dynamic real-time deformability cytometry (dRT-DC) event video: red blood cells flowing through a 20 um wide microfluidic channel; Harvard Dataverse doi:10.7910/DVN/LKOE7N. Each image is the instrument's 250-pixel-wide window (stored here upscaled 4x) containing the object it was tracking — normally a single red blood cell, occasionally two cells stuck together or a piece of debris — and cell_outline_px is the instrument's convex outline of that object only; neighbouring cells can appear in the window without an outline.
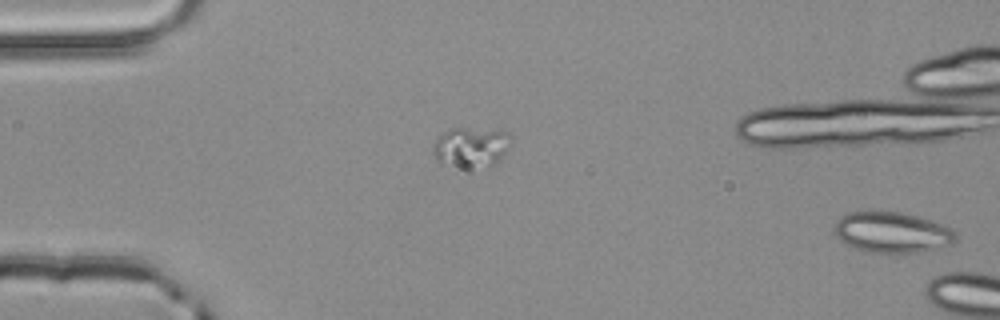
{"species": "common noctule bat (a hibernating species)", "species_latin": "Nyctalus noctula", "temperature_condition": "room temperature", "stored_images_in_passage": 3, "segment_of_instrument_passage": [2, 2], "camera_frame_rate_fps": 3000, "um_per_image_px": 0.085, "animal": {"sex": "male", "body_mass_g": 20.4}, "frame": {"image": 1, "passage_image": 3, "time_ms": 0.667, "image_size_px": [1000, 320], "cell_outline_px": [[956, 240], [952, 244], [920, 252], [868, 252], [856, 248], [840, 240], [832, 232], [832, 228], [836, 220], [840, 216], [848, 212], [904, 212], [952, 228], [956, 232]], "centroid_in_image_um": [75.79, 19.74], "position_along_channel_um": 9.2, "area_um2": 28.67}}